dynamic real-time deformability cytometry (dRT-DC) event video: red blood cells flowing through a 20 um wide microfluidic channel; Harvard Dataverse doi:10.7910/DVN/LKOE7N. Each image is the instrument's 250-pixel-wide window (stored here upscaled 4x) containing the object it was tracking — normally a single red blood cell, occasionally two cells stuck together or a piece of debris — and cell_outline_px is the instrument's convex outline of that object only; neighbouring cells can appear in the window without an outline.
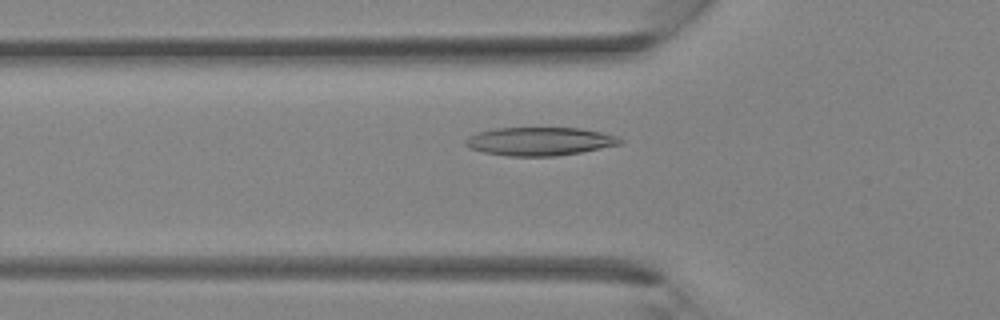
{"species": "Egyptian fruit bat (a non-hibernating species)", "species_latin": "Rousettus aegyptiacus", "temperature_condition": "room temperature", "stored_images_in_passage": 22, "camera_frame_rate_fps": 3000, "um_per_image_px": 0.085, "animal": {"sex": "female"}, "frame": {"image": 1, "passage_image": 5, "time_ms": 1.333, "image_size_px": [1000, 320], "cell_outline_px": [[624, 140], [620, 144], [580, 152], [556, 156], [508, 156], [484, 152], [468, 148], [464, 144], [464, 140], [468, 136], [480, 132], [496, 128], [580, 128], [600, 132], [616, 136]], "centroid_in_image_um": [45.84, 12.01], "position_along_channel_um": 80.0, "area_um2": 25.37}}
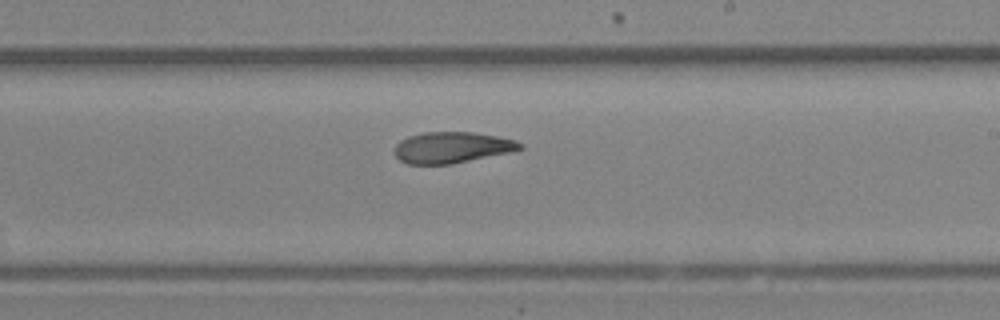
{"frame": {"image": 2, "passage_image": 14, "time_ms": 4.333, "image_size_px": [1000, 320], "cell_outline_px": [[524, 148], [508, 152], [452, 164], [408, 164], [400, 160], [396, 156], [396, 144], [400, 140], [408, 136], [424, 132], [472, 132], [496, 136], [512, 140], [524, 144]], "centroid_in_image_um": [38.39, 12.53], "position_along_channel_um": 250.6, "area_um2": 22.48}}
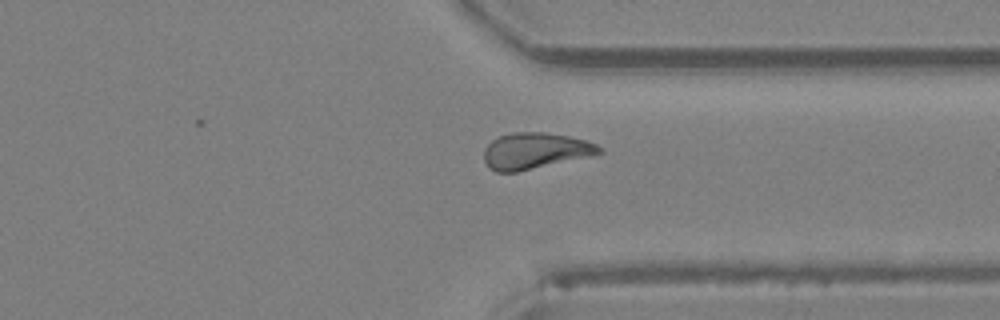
{"frame": {"image": 3, "passage_image": 20, "time_ms": 6.333, "image_size_px": [1000, 320], "cell_outline_px": [[604, 152], [592, 156], [516, 172], [496, 172], [488, 168], [484, 160], [484, 148], [492, 140], [500, 136], [512, 132], [544, 132], [568, 136], [584, 140], [596, 144], [604, 148]], "centroid_in_image_um": [45.49, 12.83], "position_along_channel_um": 365.9, "area_um2": 24.45}}